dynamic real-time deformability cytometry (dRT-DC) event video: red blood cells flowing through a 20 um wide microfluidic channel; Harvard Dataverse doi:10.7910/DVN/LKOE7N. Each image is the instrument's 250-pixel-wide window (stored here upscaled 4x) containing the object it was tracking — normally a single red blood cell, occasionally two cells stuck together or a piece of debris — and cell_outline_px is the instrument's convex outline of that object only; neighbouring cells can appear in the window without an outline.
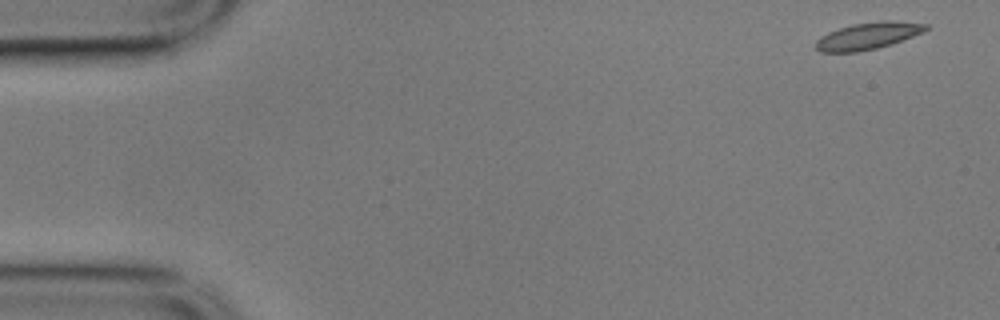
{"species": "common noctule bat (a hibernating species)", "species_latin": "Nyctalus noctula", "temperature_condition": "cold", "stored_images_in_passage": 54, "camera_frame_rate_fps": 3000, "um_per_image_px": 0.085, "animal": {"sex": "male", "body_mass_g": 17.9}, "frame": {"image": 1, "passage_image": 1, "time_ms": 0.0, "image_size_px": [1000, 320], "cell_outline_px": [[928, 28], [924, 32], [892, 44], [876, 48], [856, 52], [820, 52], [816, 48], [816, 40], [820, 36], [828, 32], [852, 24], [884, 20], [892, 20], [928, 24]], "centroid_in_image_um": [73.79, 3.04], "position_along_channel_um": 11.2, "area_um2": 17.28}}
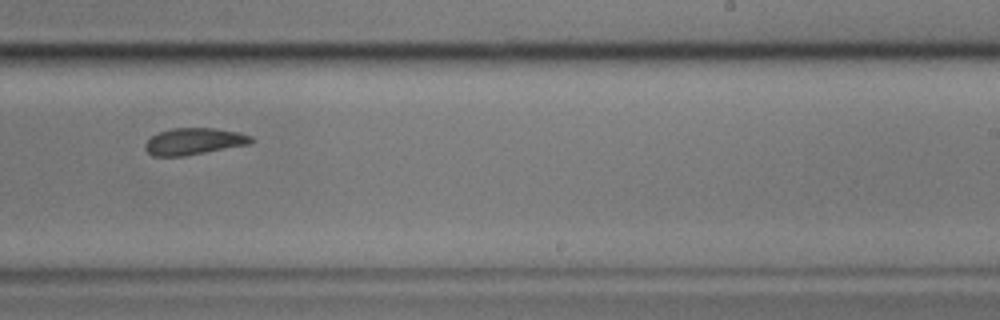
{"frame": {"image": 2, "passage_image": 34, "time_ms": 11.0, "image_size_px": [1000, 320], "cell_outline_px": [[256, 140], [252, 144], [184, 156], [152, 156], [144, 148], [144, 144], [152, 136], [160, 132], [172, 128], [216, 128], [240, 132], [252, 136]], "centroid_in_image_um": [16.55, 12.01], "position_along_channel_um": 272.5, "area_um2": 16.7}}
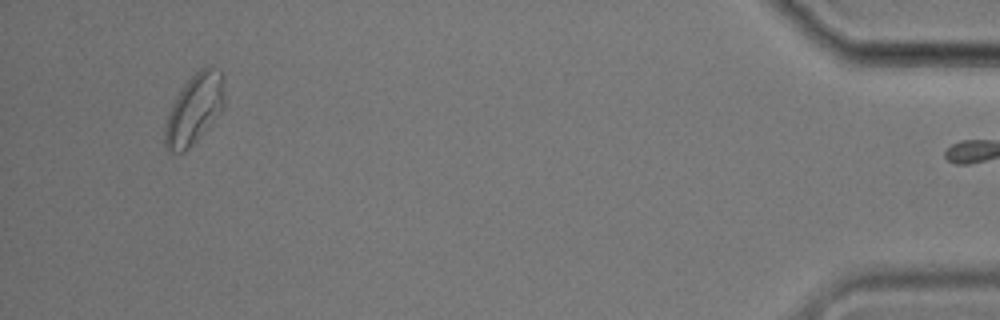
{"frame": {"image": 3, "passage_image": 53, "time_ms": 17.333, "image_size_px": [1000, 320], "cell_outline_px": [[224, 104], [220, 112], [200, 136], [184, 152], [168, 152], [164, 148], [164, 124], [168, 112], [176, 96], [184, 84], [200, 68], [208, 64], [212, 64], [220, 68], [224, 76]], "centroid_in_image_um": [16.51, 9.23], "position_along_channel_um": 418.7, "area_um2": 24.62}, "authors_computed_cell_mechanics": {"area_um2": 16.9354, "velocity_mm_per_s": 3.4676, "shape_relaxation_time_tau1_ms": 6.5097, "shape_relaxation_time_tau2_ms": 2.4434, "deformation_change_tau1": 0.1661, "deformation_change_tau2": 0.0742}}